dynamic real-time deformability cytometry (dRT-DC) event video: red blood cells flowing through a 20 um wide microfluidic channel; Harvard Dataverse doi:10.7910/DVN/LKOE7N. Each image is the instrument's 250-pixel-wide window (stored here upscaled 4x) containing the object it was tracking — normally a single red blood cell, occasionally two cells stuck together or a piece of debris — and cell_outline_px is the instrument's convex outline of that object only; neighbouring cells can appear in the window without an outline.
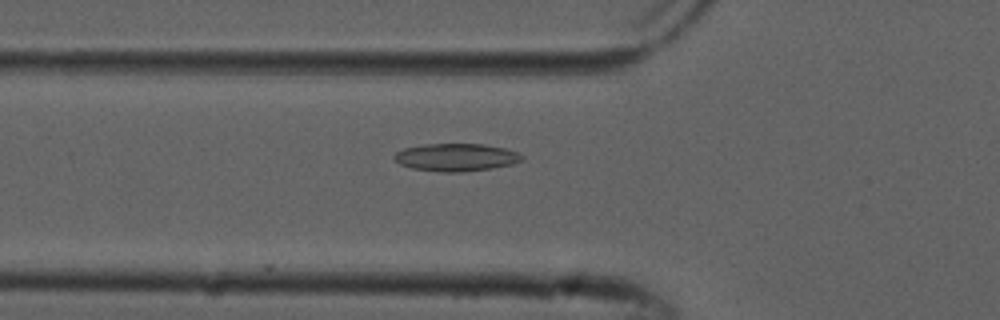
{"species": "common noctule bat (a hibernating species)", "species_latin": "Nyctalus noctula", "temperature_condition": "cold", "stored_images_in_passage": 13, "camera_frame_rate_fps": 3000, "um_per_image_px": 0.085, "animal": {"sex": "male", "forearm_length_mm": 52.5}, "frame": {"image": 1, "passage_image": 5, "time_ms": 1.333, "image_size_px": [1000, 320], "cell_outline_px": [[524, 160], [512, 164], [492, 168], [464, 172], [440, 172], [412, 168], [400, 164], [392, 156], [396, 152], [404, 148], [424, 144], [484, 144], [504, 148], [516, 152], [524, 156]], "centroid_in_image_um": [38.77, 13.37], "position_along_channel_um": 87.0, "area_um2": 20.63}}
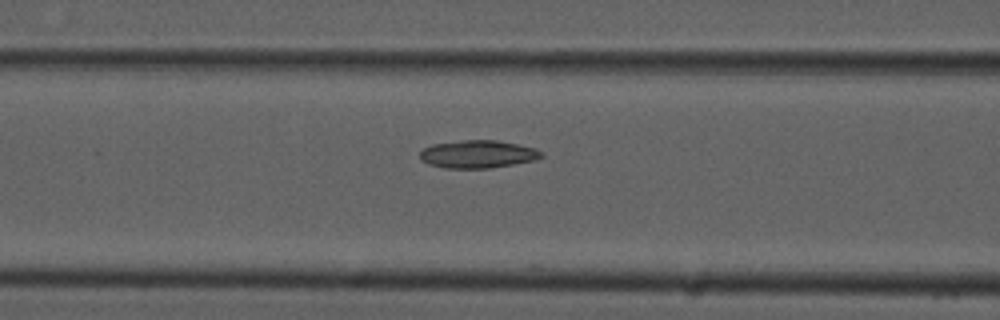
{"frame": {"image": 2, "passage_image": 8, "time_ms": 2.333, "image_size_px": [1000, 320], "cell_outline_px": [[544, 156], [536, 160], [488, 168], [444, 168], [428, 164], [420, 160], [420, 152], [424, 148], [432, 144], [460, 140], [496, 140], [536, 148]], "centroid_in_image_um": [40.58, 13.1], "position_along_channel_um": 126.0, "area_um2": 19.65}}
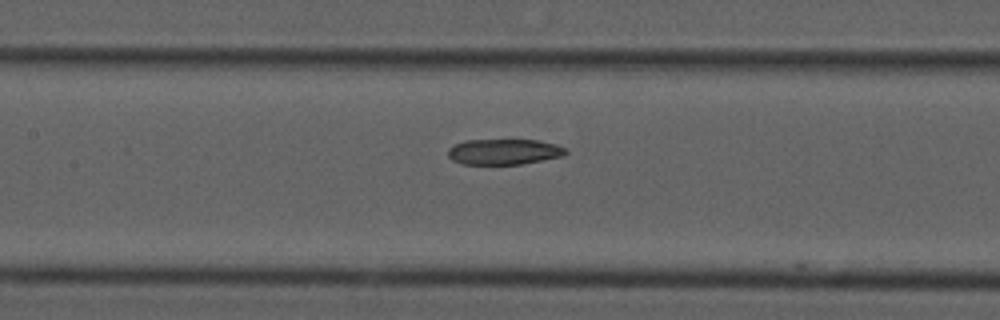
{"frame": {"image": 3, "passage_image": 11, "time_ms": 3.333, "image_size_px": [1000, 320], "cell_outline_px": [[568, 152], [564, 156], [520, 164], [460, 164], [452, 160], [448, 156], [448, 148], [464, 140], [540, 140], [556, 144], [568, 148]], "centroid_in_image_um": [42.86, 12.89], "position_along_channel_um": 164.5, "area_um2": 17.74}}